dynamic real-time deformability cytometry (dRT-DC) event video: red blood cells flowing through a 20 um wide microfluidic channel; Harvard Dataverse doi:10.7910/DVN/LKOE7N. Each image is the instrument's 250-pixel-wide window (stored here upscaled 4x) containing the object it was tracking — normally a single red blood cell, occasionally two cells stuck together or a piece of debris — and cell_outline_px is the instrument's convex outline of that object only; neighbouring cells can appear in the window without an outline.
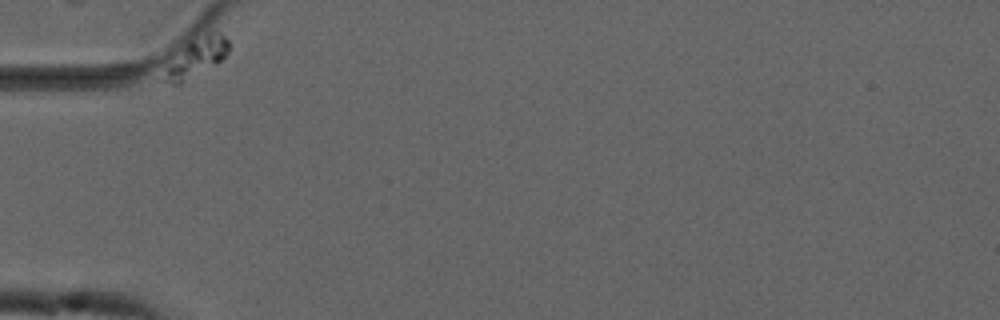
{"species": "common noctule bat (a hibernating species)", "species_latin": "Nyctalus noctula", "temperature_condition": "cold", "stored_images_in_passage": 44, "camera_frame_rate_fps": 3000, "um_per_image_px": 0.085, "animal": {"sex": "male", "forearm_length_mm": 52.5}, "frame": {"image": 1, "passage_image": 1, "time_ms": 0.0, "image_size_px": [1000, 320], "cell_outline_px": [[228, 52], [216, 64], [180, 84], [172, 84], [160, 80], [184, 44], [188, 40], [212, 28], [220, 32], [228, 40]], "centroid_in_image_um": [16.73, 4.82], "position_along_channel_um": 68.3, "area_um2": 14.57}}
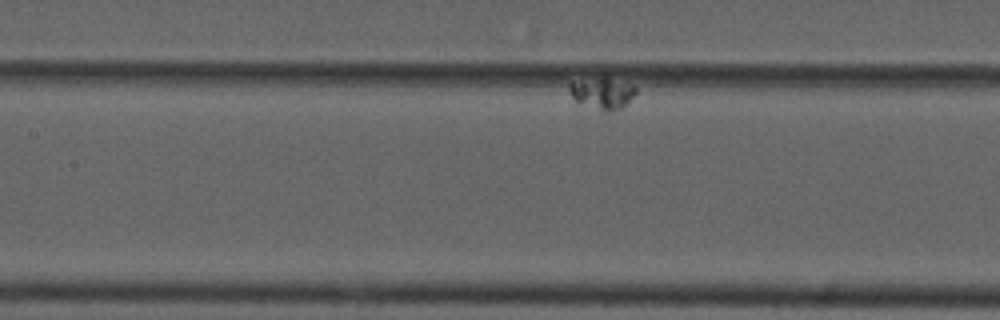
{"frame": {"image": 2, "passage_image": 19, "time_ms": 6.0, "image_size_px": [1000, 320], "cell_outline_px": [[636, 92], [620, 108], [608, 112], [604, 112], [576, 100], [572, 96], [568, 88], [568, 84], [604, 76], [608, 76], [632, 84], [636, 88]], "centroid_in_image_um": [51.22, 7.89], "position_along_channel_um": 156.2, "area_um2": 11.91}}
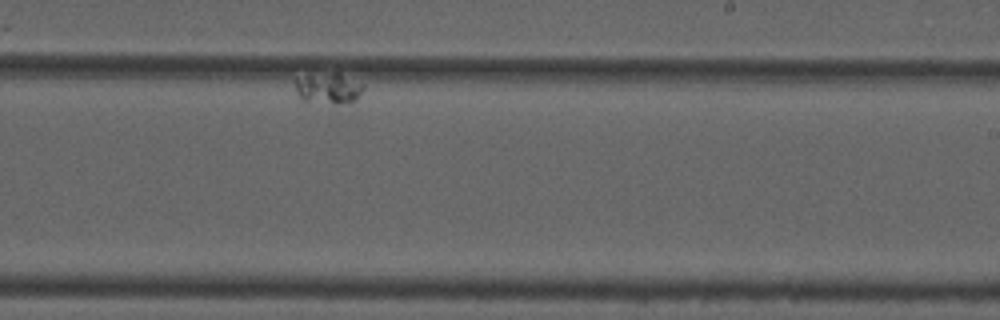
{"frame": {"image": 3, "passage_image": 38, "time_ms": 12.333, "image_size_px": [1000, 320], "cell_outline_px": [[364, 88], [356, 100], [340, 104], [304, 104], [300, 100], [296, 92], [296, 80], [308, 76], [336, 72], [340, 72], [364, 84]], "centroid_in_image_um": [27.91, 7.56], "position_along_channel_um": 261.1, "area_um2": 12.66}}